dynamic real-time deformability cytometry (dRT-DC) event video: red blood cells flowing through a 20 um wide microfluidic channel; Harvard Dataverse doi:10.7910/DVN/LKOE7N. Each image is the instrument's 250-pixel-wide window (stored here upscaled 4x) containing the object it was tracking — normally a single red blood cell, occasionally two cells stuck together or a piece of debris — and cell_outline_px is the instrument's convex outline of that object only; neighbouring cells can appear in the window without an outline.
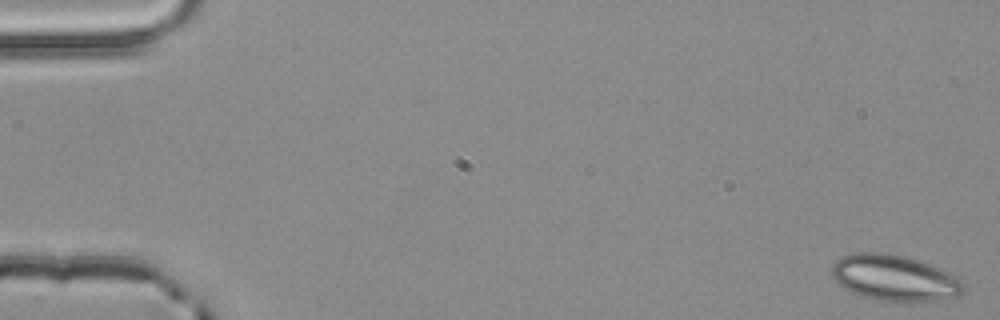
{"species": "common noctule bat (a hibernating species)", "species_latin": "Nyctalus noctula", "temperature_condition": "room temperature", "stored_images_in_passage": 55, "segment_of_instrument_passage": [1, 2], "camera_frame_rate_fps": 3000, "um_per_image_px": 0.085, "animal": {"sex": "male", "body_mass_g": 20.4}, "frame": {"image": 1, "passage_image": 1, "time_ms": 0.0, "image_size_px": [1000, 320], "cell_outline_px": [[964, 292], [956, 296], [936, 300], [912, 304], [876, 300], [860, 296], [852, 292], [840, 284], [832, 276], [832, 264], [840, 256], [852, 252], [880, 252], [904, 256], [928, 264], [948, 272], [956, 276], [964, 284]], "centroid_in_image_um": [76.02, 23.65], "position_along_channel_um": 9.0, "area_um2": 35.66}}
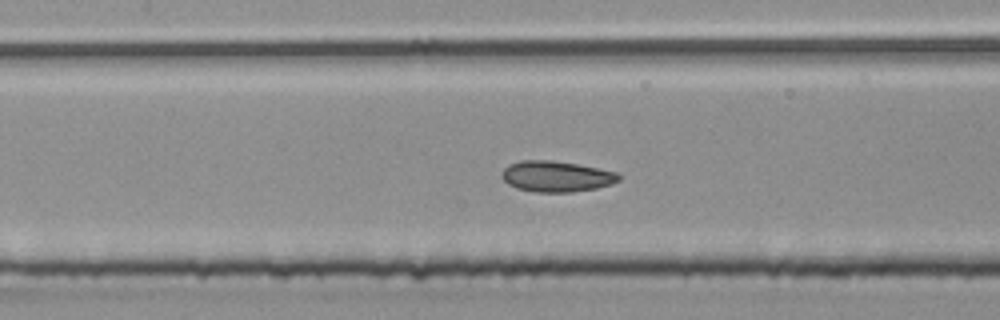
{"frame": {"image": 2, "passage_image": 25, "time_ms": 8.0, "image_size_px": [1000, 320], "cell_outline_px": [[620, 180], [612, 184], [596, 188], [572, 192], [536, 192], [516, 188], [508, 184], [504, 180], [504, 168], [508, 164], [520, 160], [552, 160], [576, 164], [616, 172], [620, 176]], "centroid_in_image_um": [47.29, 14.99], "position_along_channel_um": 160.1, "area_um2": 20.87}}
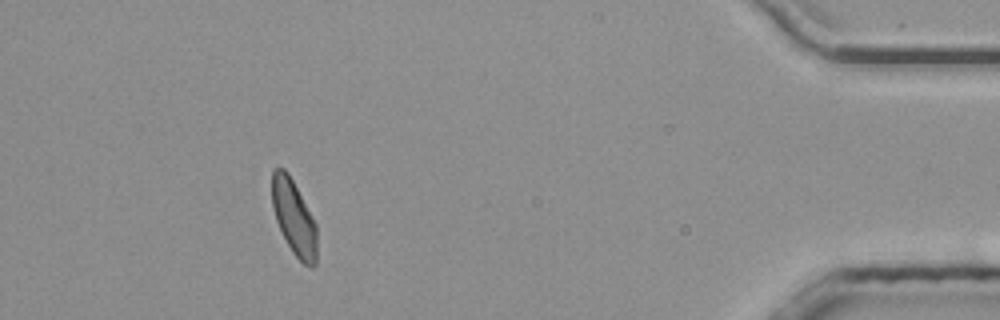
{"frame": {"image": 3, "passage_image": 49, "time_ms": 16.0, "image_size_px": [1000, 320], "cell_outline_px": [[316, 264], [312, 268], [308, 268], [292, 252], [276, 220], [272, 204], [272, 168], [284, 168], [288, 172], [316, 224]], "centroid_in_image_um": [24.98, 18.5], "position_along_channel_um": 410.2, "area_um2": 19.36}}